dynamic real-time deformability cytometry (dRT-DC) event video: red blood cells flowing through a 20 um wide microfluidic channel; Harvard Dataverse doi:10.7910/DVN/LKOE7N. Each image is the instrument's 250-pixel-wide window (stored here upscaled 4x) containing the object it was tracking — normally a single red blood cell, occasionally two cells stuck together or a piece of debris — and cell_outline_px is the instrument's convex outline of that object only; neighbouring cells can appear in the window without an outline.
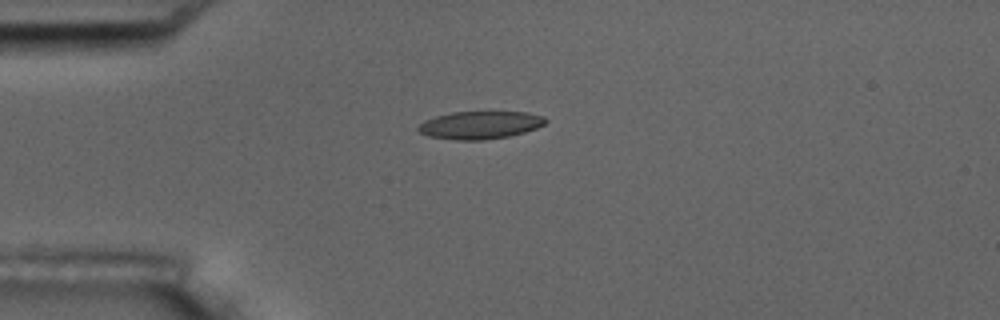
{"species": "common noctule bat (a hibernating species)", "species_latin": "Nyctalus noctula", "temperature_condition": "room temperature", "stored_images_in_passage": 14, "camera_frame_rate_fps": 3000, "um_per_image_px": 0.085, "animal": {"sex": "male", "body_mass_g": 17.5, "forearm_length_mm": 52.3}, "frame": {"image": 1, "passage_image": 5, "time_ms": 4.667, "image_size_px": [1000, 320], "cell_outline_px": [[548, 120], [544, 124], [536, 128], [524, 132], [508, 136], [484, 140], [456, 140], [428, 136], [420, 132], [416, 128], [424, 120], [436, 116], [452, 112], [528, 112], [544, 116]], "centroid_in_image_um": [40.8, 10.62], "position_along_channel_um": 44.2, "area_um2": 20.58}}
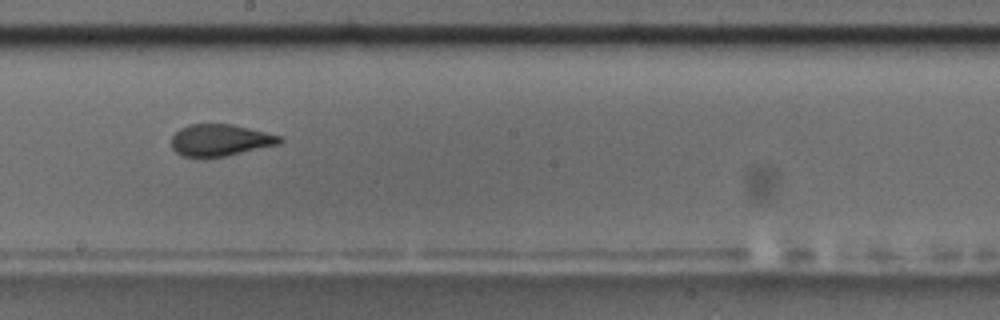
{"frame": {"image": 2, "passage_image": 10, "time_ms": 10.333, "image_size_px": [1000, 320], "cell_outline_px": [[284, 140], [280, 144], [224, 156], [184, 156], [176, 152], [172, 148], [172, 136], [180, 128], [188, 124], [232, 124], [280, 136]], "centroid_in_image_um": [18.71, 11.9], "position_along_channel_um": 229.5, "area_um2": 19.71}, "authors_computed_cell_mechanics": {"area_um2": 20.4901, "velocity_mm_per_s": 3.63, "shape_relaxation_time_tau1_ms": null, "shape_relaxation_time_tau2_ms": 2.0568, "deformation_change_tau1": null, "deformation_change_tau2": 0.0957}}